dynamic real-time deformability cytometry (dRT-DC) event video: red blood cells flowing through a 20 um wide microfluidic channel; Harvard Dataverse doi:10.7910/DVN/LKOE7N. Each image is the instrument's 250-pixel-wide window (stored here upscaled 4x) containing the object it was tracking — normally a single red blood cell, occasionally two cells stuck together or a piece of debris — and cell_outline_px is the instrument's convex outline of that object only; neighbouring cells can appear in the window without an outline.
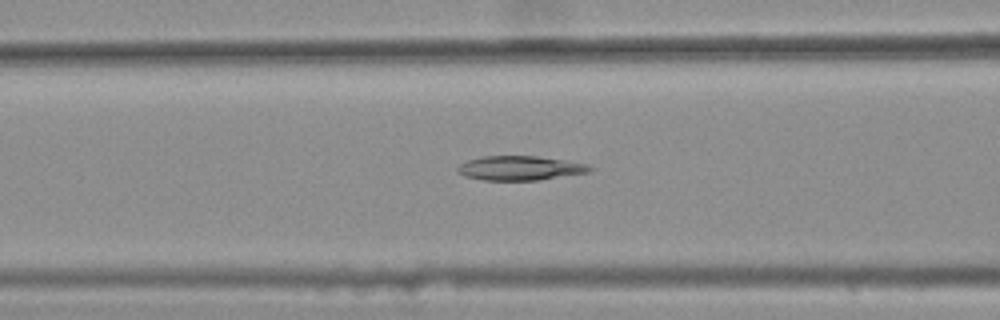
{"species": "common noctule bat (a hibernating species)", "species_latin": "Nyctalus noctula", "temperature_condition": "warm", "stored_images_in_passage": 38, "camera_frame_rate_fps": 3000, "um_per_image_px": 0.085, "animal": {"sex": "female", "body_mass_g": 25.1}, "frame": {"image": 1, "passage_image": 12, "time_ms": 3.667, "image_size_px": [1000, 320], "cell_outline_px": [[592, 168], [588, 172], [540, 180], [484, 180], [464, 176], [456, 172], [456, 168], [460, 164], [468, 160], [480, 156], [536, 156], [564, 160], [588, 164]], "centroid_in_image_um": [44.15, 14.29], "position_along_channel_um": 122.4, "area_um2": 18.73}}
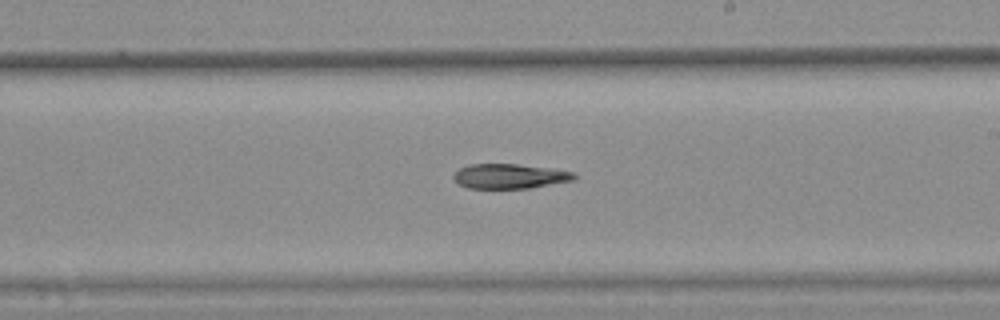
{"frame": {"image": 2, "passage_image": 22, "time_ms": 7.0, "image_size_px": [1000, 320], "cell_outline_px": [[576, 176], [572, 180], [528, 188], [468, 188], [460, 184], [452, 176], [460, 168], [468, 164], [516, 164], [548, 168], [572, 172]], "centroid_in_image_um": [43.27, 14.97], "position_along_channel_um": 245.7, "area_um2": 16.99}}
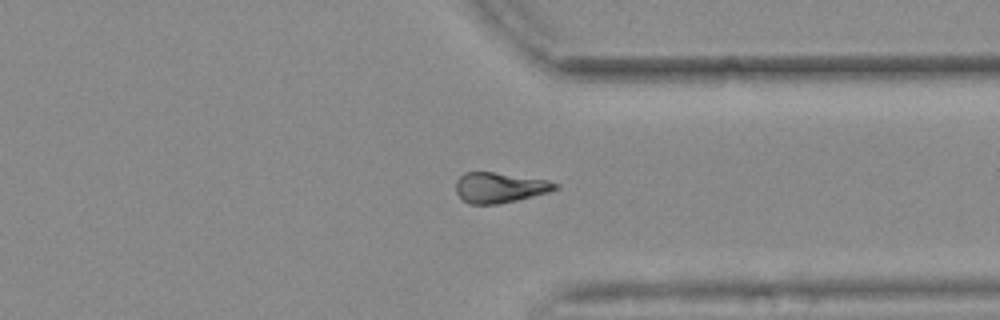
{"frame": {"image": 3, "passage_image": 32, "time_ms": 10.333, "image_size_px": [1000, 320], "cell_outline_px": [[560, 188], [548, 192], [516, 200], [496, 204], [468, 204], [456, 192], [456, 180], [464, 172], [492, 172], [548, 180], [560, 184]], "centroid_in_image_um": [42.48, 15.94], "position_along_channel_um": 368.9, "area_um2": 17.46}}